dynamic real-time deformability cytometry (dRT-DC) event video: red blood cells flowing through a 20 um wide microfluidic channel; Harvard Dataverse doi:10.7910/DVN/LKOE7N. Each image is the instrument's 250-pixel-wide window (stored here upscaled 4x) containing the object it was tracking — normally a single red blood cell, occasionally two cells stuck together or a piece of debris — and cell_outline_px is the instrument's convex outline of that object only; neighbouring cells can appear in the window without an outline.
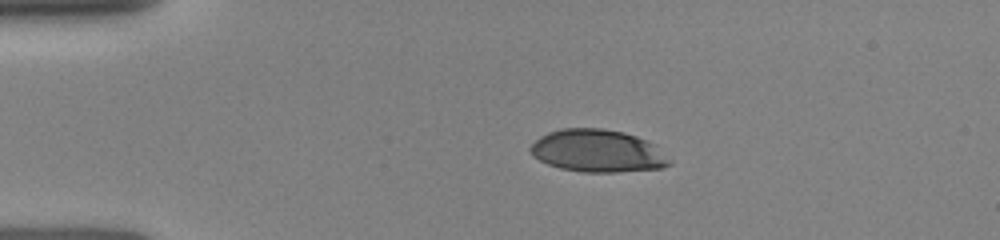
{"species": "human", "species_latin": "Homo sapiens", "temperature_condition": "room temperature", "stored_images_in_passage": 4, "camera_frame_rate_fps": 3000, "um_per_image_px": 0.085, "donor": {"sex": "female"}, "frame": {"image": 1, "passage_image": 1, "time_ms": 0.0, "image_size_px": [1000, 240], "cell_outline_px": [[672, 164], [664, 168], [616, 172], [580, 172], [560, 168], [548, 164], [532, 156], [528, 148], [540, 136], [548, 132], [560, 128], [604, 128], [624, 132], [648, 140], [672, 160]], "centroid_in_image_um": [50.8, 12.83], "position_along_channel_um": 34.2, "area_um2": 34.74}}
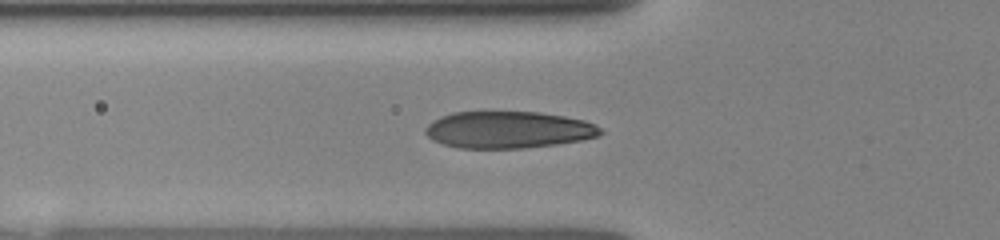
{"frame": {"image": 2, "passage_image": 4, "time_ms": 2.333, "image_size_px": [1000, 240], "cell_outline_px": [[604, 132], [596, 136], [580, 140], [556, 144], [524, 148], [460, 148], [444, 144], [432, 140], [424, 132], [424, 128], [432, 120], [440, 116], [452, 112], [540, 112], [564, 116], [584, 120], [596, 124]], "centroid_in_image_um": [43.18, 11.02], "position_along_channel_um": 82.6, "area_um2": 37.69}}